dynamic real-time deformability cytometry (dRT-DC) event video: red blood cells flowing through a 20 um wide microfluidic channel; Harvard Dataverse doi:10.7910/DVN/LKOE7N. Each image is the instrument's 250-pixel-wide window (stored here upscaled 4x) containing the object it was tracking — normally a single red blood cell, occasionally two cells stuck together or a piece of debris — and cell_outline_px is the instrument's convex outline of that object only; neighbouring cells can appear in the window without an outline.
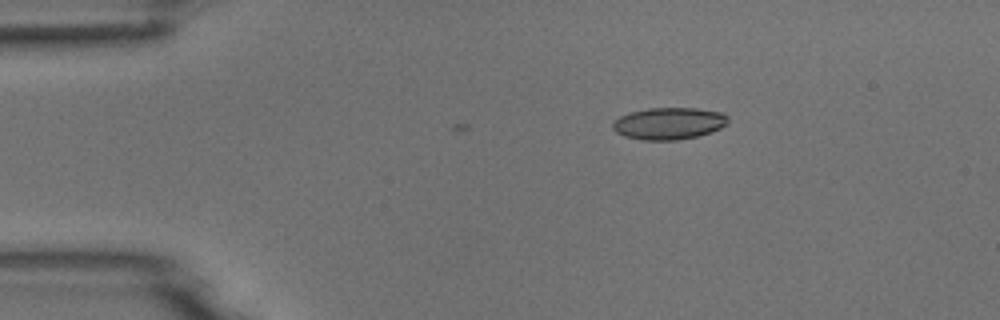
{"species": "common noctule bat (a hibernating species)", "species_latin": "Nyctalus noctula", "temperature_condition": "room temperature", "stored_images_in_passage": 3, "camera_frame_rate_fps": 3000, "um_per_image_px": 0.085, "animal": {"sex": "male", "body_mass_g": 18.8}, "frame": {"image": 1, "passage_image": 3, "time_ms": 0.667, "image_size_px": [1000, 320], "cell_outline_px": [[728, 124], [712, 132], [696, 136], [676, 140], [640, 140], [624, 136], [616, 132], [612, 128], [612, 124], [620, 116], [628, 112], [648, 108], [696, 108], [724, 112], [728, 116]], "centroid_in_image_um": [56.87, 10.48], "position_along_channel_um": 28.1, "area_um2": 21.68}}